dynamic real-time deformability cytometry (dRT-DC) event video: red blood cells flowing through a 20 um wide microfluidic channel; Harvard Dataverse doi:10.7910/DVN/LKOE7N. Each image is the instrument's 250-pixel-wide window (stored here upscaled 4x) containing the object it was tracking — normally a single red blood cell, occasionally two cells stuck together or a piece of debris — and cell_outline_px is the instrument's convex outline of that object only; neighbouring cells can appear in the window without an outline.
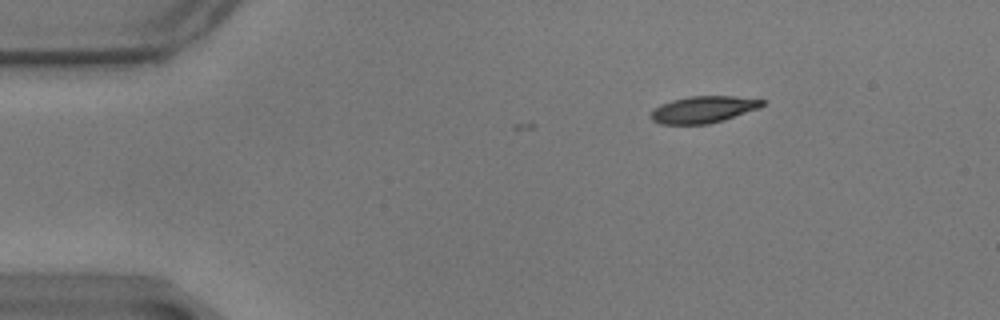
{"species": "common noctule bat (a hibernating species)", "species_latin": "Nyctalus noctula", "temperature_condition": "warm", "stored_images_in_passage": 9, "camera_frame_rate_fps": 3000, "um_per_image_px": 0.085, "animal": {"sex": "male", "body_mass_g": 17.9}, "frame": {"image": 1, "passage_image": 9, "time_ms": 2.667, "image_size_px": [1000, 320], "cell_outline_px": [[764, 104], [760, 108], [724, 120], [708, 124], [660, 124], [652, 120], [648, 116], [660, 104], [672, 100], [688, 96], [732, 96], [764, 100]], "centroid_in_image_um": [59.77, 9.31], "position_along_channel_um": 25.2, "area_um2": 17.4}}